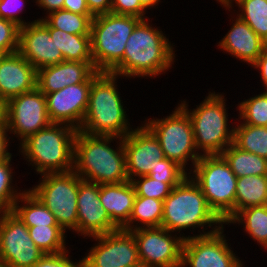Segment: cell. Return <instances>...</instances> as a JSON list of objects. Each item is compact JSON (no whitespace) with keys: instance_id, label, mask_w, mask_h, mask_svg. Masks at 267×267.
I'll list each match as a JSON object with an SVG mask.
<instances>
[{"instance_id":"6da1fadb","label":"cell","mask_w":267,"mask_h":267,"mask_svg":"<svg viewBox=\"0 0 267 267\" xmlns=\"http://www.w3.org/2000/svg\"><path fill=\"white\" fill-rule=\"evenodd\" d=\"M142 19L129 36L123 59L110 71L123 79L165 74L175 62V49L159 27Z\"/></svg>"},{"instance_id":"7a4b0ae2","label":"cell","mask_w":267,"mask_h":267,"mask_svg":"<svg viewBox=\"0 0 267 267\" xmlns=\"http://www.w3.org/2000/svg\"><path fill=\"white\" fill-rule=\"evenodd\" d=\"M113 141L117 143L116 149L110 144ZM73 171L83 180L99 185L129 181L123 138L91 135L78 130L74 141Z\"/></svg>"},{"instance_id":"3957f363","label":"cell","mask_w":267,"mask_h":267,"mask_svg":"<svg viewBox=\"0 0 267 267\" xmlns=\"http://www.w3.org/2000/svg\"><path fill=\"white\" fill-rule=\"evenodd\" d=\"M224 225V222L210 208L200 187L190 175L173 187L163 201L161 227L170 232H178L184 239L187 236L184 233L181 234L182 230L190 228L193 232L198 228L200 233L193 236H205L218 231ZM207 227L211 230L206 231Z\"/></svg>"},{"instance_id":"277c9868","label":"cell","mask_w":267,"mask_h":267,"mask_svg":"<svg viewBox=\"0 0 267 267\" xmlns=\"http://www.w3.org/2000/svg\"><path fill=\"white\" fill-rule=\"evenodd\" d=\"M119 78L111 72L95 71L92 74L88 108L79 131L124 138L134 129L118 90Z\"/></svg>"},{"instance_id":"5b68a950","label":"cell","mask_w":267,"mask_h":267,"mask_svg":"<svg viewBox=\"0 0 267 267\" xmlns=\"http://www.w3.org/2000/svg\"><path fill=\"white\" fill-rule=\"evenodd\" d=\"M74 127L52 123L29 136L18 148L35 173H66L74 169Z\"/></svg>"},{"instance_id":"8992f818","label":"cell","mask_w":267,"mask_h":267,"mask_svg":"<svg viewBox=\"0 0 267 267\" xmlns=\"http://www.w3.org/2000/svg\"><path fill=\"white\" fill-rule=\"evenodd\" d=\"M226 101L223 93L209 91L196 109H188L185 99L180 103L191 120L195 145L201 156L220 155L233 143L234 126L228 123Z\"/></svg>"},{"instance_id":"52a82bcc","label":"cell","mask_w":267,"mask_h":267,"mask_svg":"<svg viewBox=\"0 0 267 267\" xmlns=\"http://www.w3.org/2000/svg\"><path fill=\"white\" fill-rule=\"evenodd\" d=\"M190 177L200 187L207 203L226 223L235 215L237 177L221 155H202Z\"/></svg>"},{"instance_id":"ba28073f","label":"cell","mask_w":267,"mask_h":267,"mask_svg":"<svg viewBox=\"0 0 267 267\" xmlns=\"http://www.w3.org/2000/svg\"><path fill=\"white\" fill-rule=\"evenodd\" d=\"M142 19L106 13L91 22V53L98 72H110L122 59L126 42Z\"/></svg>"},{"instance_id":"9c48e42d","label":"cell","mask_w":267,"mask_h":267,"mask_svg":"<svg viewBox=\"0 0 267 267\" xmlns=\"http://www.w3.org/2000/svg\"><path fill=\"white\" fill-rule=\"evenodd\" d=\"M142 123L158 139L164 156L189 174L201 155L196 148L192 123L185 109L178 103L170 115L160 119L148 118ZM188 161H191L192 167L188 166Z\"/></svg>"},{"instance_id":"30bf717a","label":"cell","mask_w":267,"mask_h":267,"mask_svg":"<svg viewBox=\"0 0 267 267\" xmlns=\"http://www.w3.org/2000/svg\"><path fill=\"white\" fill-rule=\"evenodd\" d=\"M29 190L53 213L57 224L77 234V195L79 175L74 171L46 173Z\"/></svg>"},{"instance_id":"8fae6325","label":"cell","mask_w":267,"mask_h":267,"mask_svg":"<svg viewBox=\"0 0 267 267\" xmlns=\"http://www.w3.org/2000/svg\"><path fill=\"white\" fill-rule=\"evenodd\" d=\"M51 124L46 96L37 87L7 101V130L11 136L19 139L18 144Z\"/></svg>"},{"instance_id":"7c38bea8","label":"cell","mask_w":267,"mask_h":267,"mask_svg":"<svg viewBox=\"0 0 267 267\" xmlns=\"http://www.w3.org/2000/svg\"><path fill=\"white\" fill-rule=\"evenodd\" d=\"M224 234V226L205 236L184 239L181 267H244Z\"/></svg>"},{"instance_id":"4fadbf2b","label":"cell","mask_w":267,"mask_h":267,"mask_svg":"<svg viewBox=\"0 0 267 267\" xmlns=\"http://www.w3.org/2000/svg\"><path fill=\"white\" fill-rule=\"evenodd\" d=\"M131 232L141 263L148 267H181L184 238L178 233L163 227L138 228Z\"/></svg>"},{"instance_id":"5bb4252c","label":"cell","mask_w":267,"mask_h":267,"mask_svg":"<svg viewBox=\"0 0 267 267\" xmlns=\"http://www.w3.org/2000/svg\"><path fill=\"white\" fill-rule=\"evenodd\" d=\"M44 254L13 211L0 214V258L8 267H32Z\"/></svg>"},{"instance_id":"9a60e30c","label":"cell","mask_w":267,"mask_h":267,"mask_svg":"<svg viewBox=\"0 0 267 267\" xmlns=\"http://www.w3.org/2000/svg\"><path fill=\"white\" fill-rule=\"evenodd\" d=\"M93 238L95 243L85 253L84 267H130L140 263L136 241L131 231L118 229Z\"/></svg>"},{"instance_id":"2e32d148","label":"cell","mask_w":267,"mask_h":267,"mask_svg":"<svg viewBox=\"0 0 267 267\" xmlns=\"http://www.w3.org/2000/svg\"><path fill=\"white\" fill-rule=\"evenodd\" d=\"M120 229L110 218L99 198V184L79 176L77 195V234L95 237Z\"/></svg>"},{"instance_id":"e0dca14e","label":"cell","mask_w":267,"mask_h":267,"mask_svg":"<svg viewBox=\"0 0 267 267\" xmlns=\"http://www.w3.org/2000/svg\"><path fill=\"white\" fill-rule=\"evenodd\" d=\"M91 83L92 75L83 83L68 85L46 94L50 121L67 124L79 130L88 108Z\"/></svg>"},{"instance_id":"ac0fdd59","label":"cell","mask_w":267,"mask_h":267,"mask_svg":"<svg viewBox=\"0 0 267 267\" xmlns=\"http://www.w3.org/2000/svg\"><path fill=\"white\" fill-rule=\"evenodd\" d=\"M123 146L129 181L148 176L159 160L165 158L158 139L143 123L123 138Z\"/></svg>"},{"instance_id":"d6986e66","label":"cell","mask_w":267,"mask_h":267,"mask_svg":"<svg viewBox=\"0 0 267 267\" xmlns=\"http://www.w3.org/2000/svg\"><path fill=\"white\" fill-rule=\"evenodd\" d=\"M18 52L36 70L64 61L49 29L38 19L20 27Z\"/></svg>"},{"instance_id":"ffe728a7","label":"cell","mask_w":267,"mask_h":267,"mask_svg":"<svg viewBox=\"0 0 267 267\" xmlns=\"http://www.w3.org/2000/svg\"><path fill=\"white\" fill-rule=\"evenodd\" d=\"M36 87V68L19 52L6 54L0 62V96L7 102Z\"/></svg>"},{"instance_id":"44dd1931","label":"cell","mask_w":267,"mask_h":267,"mask_svg":"<svg viewBox=\"0 0 267 267\" xmlns=\"http://www.w3.org/2000/svg\"><path fill=\"white\" fill-rule=\"evenodd\" d=\"M235 16H231V20L235 18L232 20V26L217 46L220 50L229 53L228 55L231 54L232 57L250 66L267 48V43L246 22Z\"/></svg>"},{"instance_id":"7402d4cb","label":"cell","mask_w":267,"mask_h":267,"mask_svg":"<svg viewBox=\"0 0 267 267\" xmlns=\"http://www.w3.org/2000/svg\"><path fill=\"white\" fill-rule=\"evenodd\" d=\"M96 69L93 62L62 61L37 70V88L45 95L85 82Z\"/></svg>"},{"instance_id":"603a6c76","label":"cell","mask_w":267,"mask_h":267,"mask_svg":"<svg viewBox=\"0 0 267 267\" xmlns=\"http://www.w3.org/2000/svg\"><path fill=\"white\" fill-rule=\"evenodd\" d=\"M135 197L131 181L99 185V198L103 208L120 229L129 222Z\"/></svg>"},{"instance_id":"cb8c5ba5","label":"cell","mask_w":267,"mask_h":267,"mask_svg":"<svg viewBox=\"0 0 267 267\" xmlns=\"http://www.w3.org/2000/svg\"><path fill=\"white\" fill-rule=\"evenodd\" d=\"M40 21L49 29L57 49H60L65 61L93 62L91 53V35L66 33L50 27L43 19Z\"/></svg>"},{"instance_id":"d4e9b609","label":"cell","mask_w":267,"mask_h":267,"mask_svg":"<svg viewBox=\"0 0 267 267\" xmlns=\"http://www.w3.org/2000/svg\"><path fill=\"white\" fill-rule=\"evenodd\" d=\"M12 211L27 227L59 226L53 213L29 189L19 196Z\"/></svg>"},{"instance_id":"484cf974","label":"cell","mask_w":267,"mask_h":267,"mask_svg":"<svg viewBox=\"0 0 267 267\" xmlns=\"http://www.w3.org/2000/svg\"><path fill=\"white\" fill-rule=\"evenodd\" d=\"M267 205V175L237 178L235 214L249 207Z\"/></svg>"},{"instance_id":"4316f807","label":"cell","mask_w":267,"mask_h":267,"mask_svg":"<svg viewBox=\"0 0 267 267\" xmlns=\"http://www.w3.org/2000/svg\"><path fill=\"white\" fill-rule=\"evenodd\" d=\"M242 225L244 232L267 250V205L238 211L226 225Z\"/></svg>"},{"instance_id":"83f0119b","label":"cell","mask_w":267,"mask_h":267,"mask_svg":"<svg viewBox=\"0 0 267 267\" xmlns=\"http://www.w3.org/2000/svg\"><path fill=\"white\" fill-rule=\"evenodd\" d=\"M237 178L267 175V159L230 144L221 154Z\"/></svg>"},{"instance_id":"f1b7e54d","label":"cell","mask_w":267,"mask_h":267,"mask_svg":"<svg viewBox=\"0 0 267 267\" xmlns=\"http://www.w3.org/2000/svg\"><path fill=\"white\" fill-rule=\"evenodd\" d=\"M163 201L136 196L129 222L122 228L128 231L138 228L161 227Z\"/></svg>"},{"instance_id":"f546056e","label":"cell","mask_w":267,"mask_h":267,"mask_svg":"<svg viewBox=\"0 0 267 267\" xmlns=\"http://www.w3.org/2000/svg\"><path fill=\"white\" fill-rule=\"evenodd\" d=\"M234 125L233 143L240 149L267 159V127Z\"/></svg>"},{"instance_id":"4dcf8cb0","label":"cell","mask_w":267,"mask_h":267,"mask_svg":"<svg viewBox=\"0 0 267 267\" xmlns=\"http://www.w3.org/2000/svg\"><path fill=\"white\" fill-rule=\"evenodd\" d=\"M45 17V18H44ZM42 18L50 27L70 34L90 35L93 15H81L61 9Z\"/></svg>"},{"instance_id":"1f68e13d","label":"cell","mask_w":267,"mask_h":267,"mask_svg":"<svg viewBox=\"0 0 267 267\" xmlns=\"http://www.w3.org/2000/svg\"><path fill=\"white\" fill-rule=\"evenodd\" d=\"M29 235L45 254H58L67 251L66 235L60 226L28 227Z\"/></svg>"},{"instance_id":"d6a6232c","label":"cell","mask_w":267,"mask_h":267,"mask_svg":"<svg viewBox=\"0 0 267 267\" xmlns=\"http://www.w3.org/2000/svg\"><path fill=\"white\" fill-rule=\"evenodd\" d=\"M238 9L235 15L267 43V0H243Z\"/></svg>"},{"instance_id":"836d02e7","label":"cell","mask_w":267,"mask_h":267,"mask_svg":"<svg viewBox=\"0 0 267 267\" xmlns=\"http://www.w3.org/2000/svg\"><path fill=\"white\" fill-rule=\"evenodd\" d=\"M252 96L237 104L239 115L236 120L247 125L267 127V92Z\"/></svg>"},{"instance_id":"e575fe53","label":"cell","mask_w":267,"mask_h":267,"mask_svg":"<svg viewBox=\"0 0 267 267\" xmlns=\"http://www.w3.org/2000/svg\"><path fill=\"white\" fill-rule=\"evenodd\" d=\"M12 156L0 162V214L11 212L14 203L24 192V189L21 191L20 188L14 187L17 186L16 183L13 185L15 181H13L14 169L11 167Z\"/></svg>"},{"instance_id":"d590c367","label":"cell","mask_w":267,"mask_h":267,"mask_svg":"<svg viewBox=\"0 0 267 267\" xmlns=\"http://www.w3.org/2000/svg\"><path fill=\"white\" fill-rule=\"evenodd\" d=\"M189 174L174 161L163 158L152 168L148 176L167 183L171 188L177 186Z\"/></svg>"},{"instance_id":"8d00e7d4","label":"cell","mask_w":267,"mask_h":267,"mask_svg":"<svg viewBox=\"0 0 267 267\" xmlns=\"http://www.w3.org/2000/svg\"><path fill=\"white\" fill-rule=\"evenodd\" d=\"M136 196L162 200L170 194L172 188L163 181L155 180L150 176L136 177L131 180Z\"/></svg>"},{"instance_id":"74e56055","label":"cell","mask_w":267,"mask_h":267,"mask_svg":"<svg viewBox=\"0 0 267 267\" xmlns=\"http://www.w3.org/2000/svg\"><path fill=\"white\" fill-rule=\"evenodd\" d=\"M20 26L0 18V51L11 54L18 52Z\"/></svg>"},{"instance_id":"f35d334b","label":"cell","mask_w":267,"mask_h":267,"mask_svg":"<svg viewBox=\"0 0 267 267\" xmlns=\"http://www.w3.org/2000/svg\"><path fill=\"white\" fill-rule=\"evenodd\" d=\"M71 257L69 249L58 254H44L32 267H84L83 257L79 262L72 261Z\"/></svg>"},{"instance_id":"ab89813d","label":"cell","mask_w":267,"mask_h":267,"mask_svg":"<svg viewBox=\"0 0 267 267\" xmlns=\"http://www.w3.org/2000/svg\"><path fill=\"white\" fill-rule=\"evenodd\" d=\"M25 0H0V18L10 20L16 23L18 26H25L27 23L22 16H19L22 10V7H25ZM19 14V15H18Z\"/></svg>"},{"instance_id":"60d3db41","label":"cell","mask_w":267,"mask_h":267,"mask_svg":"<svg viewBox=\"0 0 267 267\" xmlns=\"http://www.w3.org/2000/svg\"><path fill=\"white\" fill-rule=\"evenodd\" d=\"M146 11L140 4L139 0H111L110 13L117 15L136 16L141 19H147Z\"/></svg>"},{"instance_id":"b9f144b4","label":"cell","mask_w":267,"mask_h":267,"mask_svg":"<svg viewBox=\"0 0 267 267\" xmlns=\"http://www.w3.org/2000/svg\"><path fill=\"white\" fill-rule=\"evenodd\" d=\"M90 13L93 16L110 13L111 0H85Z\"/></svg>"},{"instance_id":"7bdbcfd3","label":"cell","mask_w":267,"mask_h":267,"mask_svg":"<svg viewBox=\"0 0 267 267\" xmlns=\"http://www.w3.org/2000/svg\"><path fill=\"white\" fill-rule=\"evenodd\" d=\"M254 69L259 70L262 86L265 87L264 92H267V48L262 52L258 59L251 65Z\"/></svg>"},{"instance_id":"ee69618b","label":"cell","mask_w":267,"mask_h":267,"mask_svg":"<svg viewBox=\"0 0 267 267\" xmlns=\"http://www.w3.org/2000/svg\"><path fill=\"white\" fill-rule=\"evenodd\" d=\"M63 9L81 15H92L85 0H64Z\"/></svg>"},{"instance_id":"f6af8a7d","label":"cell","mask_w":267,"mask_h":267,"mask_svg":"<svg viewBox=\"0 0 267 267\" xmlns=\"http://www.w3.org/2000/svg\"><path fill=\"white\" fill-rule=\"evenodd\" d=\"M10 139L6 124H0V157H10L12 155L8 150L11 143Z\"/></svg>"},{"instance_id":"bcb514c9","label":"cell","mask_w":267,"mask_h":267,"mask_svg":"<svg viewBox=\"0 0 267 267\" xmlns=\"http://www.w3.org/2000/svg\"><path fill=\"white\" fill-rule=\"evenodd\" d=\"M64 0H37L36 5L46 11V14H50L55 11L63 9Z\"/></svg>"},{"instance_id":"7dc6e473","label":"cell","mask_w":267,"mask_h":267,"mask_svg":"<svg viewBox=\"0 0 267 267\" xmlns=\"http://www.w3.org/2000/svg\"><path fill=\"white\" fill-rule=\"evenodd\" d=\"M216 1L220 3V6L222 5V7H225L226 10L228 9L229 12L233 13L232 11H230V8L233 9L234 4H236L235 6L237 7L243 0H216Z\"/></svg>"},{"instance_id":"c3c4849f","label":"cell","mask_w":267,"mask_h":267,"mask_svg":"<svg viewBox=\"0 0 267 267\" xmlns=\"http://www.w3.org/2000/svg\"><path fill=\"white\" fill-rule=\"evenodd\" d=\"M7 102L0 96V124H6Z\"/></svg>"},{"instance_id":"681fc988","label":"cell","mask_w":267,"mask_h":267,"mask_svg":"<svg viewBox=\"0 0 267 267\" xmlns=\"http://www.w3.org/2000/svg\"><path fill=\"white\" fill-rule=\"evenodd\" d=\"M141 6L147 11V9L156 8L158 7L159 2H162L160 0H139Z\"/></svg>"},{"instance_id":"f907efd6","label":"cell","mask_w":267,"mask_h":267,"mask_svg":"<svg viewBox=\"0 0 267 267\" xmlns=\"http://www.w3.org/2000/svg\"><path fill=\"white\" fill-rule=\"evenodd\" d=\"M130 267H148V266H146L145 264L140 262V263L133 265V266H130Z\"/></svg>"},{"instance_id":"816d5d0a","label":"cell","mask_w":267,"mask_h":267,"mask_svg":"<svg viewBox=\"0 0 267 267\" xmlns=\"http://www.w3.org/2000/svg\"><path fill=\"white\" fill-rule=\"evenodd\" d=\"M0 267H8L7 264L0 258Z\"/></svg>"},{"instance_id":"f5cc1de1","label":"cell","mask_w":267,"mask_h":267,"mask_svg":"<svg viewBox=\"0 0 267 267\" xmlns=\"http://www.w3.org/2000/svg\"><path fill=\"white\" fill-rule=\"evenodd\" d=\"M5 55H6V53L0 51V62H1V60L3 59V57H4Z\"/></svg>"},{"instance_id":"db71d44e","label":"cell","mask_w":267,"mask_h":267,"mask_svg":"<svg viewBox=\"0 0 267 267\" xmlns=\"http://www.w3.org/2000/svg\"><path fill=\"white\" fill-rule=\"evenodd\" d=\"M7 158H9V157H0V162H1L2 160H4V159H7Z\"/></svg>"}]
</instances>
